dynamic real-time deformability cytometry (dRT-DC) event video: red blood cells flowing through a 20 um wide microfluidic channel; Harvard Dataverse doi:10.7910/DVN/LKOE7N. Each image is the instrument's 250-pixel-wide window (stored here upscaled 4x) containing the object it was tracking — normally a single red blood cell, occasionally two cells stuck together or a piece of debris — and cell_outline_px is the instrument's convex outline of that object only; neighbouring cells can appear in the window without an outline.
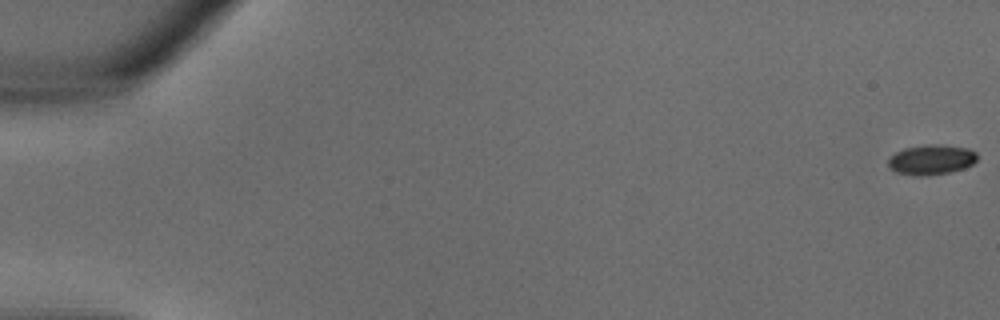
{"species": "common noctule bat (a hibernating species)", "species_latin": "Nyctalus noctula", "temperature_condition": "warm", "stored_images_in_passage": 10, "camera_frame_rate_fps": 3000, "um_per_image_px": 0.085, "animal": {"sex": "male", "body_mass_g": 18.8}, "frame": {"image": 1, "passage_image": 1, "time_ms": 0.0, "image_size_px": [1000, 320], "cell_outline_px": [[976, 160], [972, 164], [964, 168], [948, 172], [928, 176], [916, 176], [896, 172], [888, 168], [888, 160], [896, 152], [904, 148], [928, 144], [936, 144], [968, 148], [976, 152]], "centroid_in_image_um": [79.14, 13.58], "position_along_channel_um": 5.9, "area_um2": 15.55}}
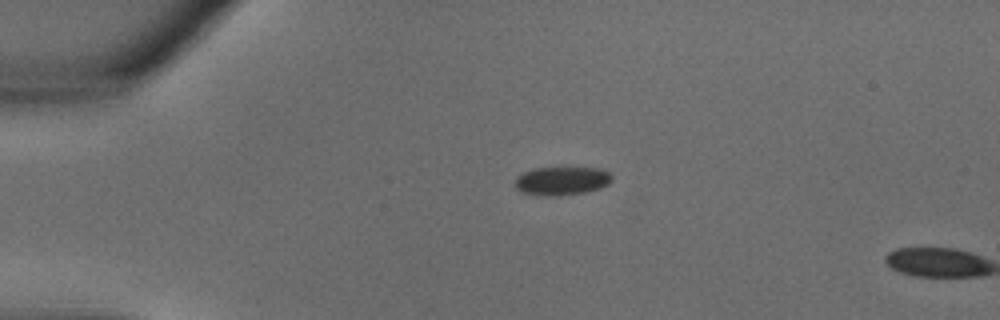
{"frame": {"image": 2, "passage_image": 9, "time_ms": 2.667, "image_size_px": [1000, 320], "cell_outline_px": [[612, 180], [608, 184], [600, 188], [584, 192], [560, 196], [544, 196], [520, 192], [516, 188], [516, 176], [532, 168], [600, 168], [608, 172], [612, 176]], "centroid_in_image_um": [47.74, 15.38], "position_along_channel_um": 37.3, "area_um2": 16.13}}